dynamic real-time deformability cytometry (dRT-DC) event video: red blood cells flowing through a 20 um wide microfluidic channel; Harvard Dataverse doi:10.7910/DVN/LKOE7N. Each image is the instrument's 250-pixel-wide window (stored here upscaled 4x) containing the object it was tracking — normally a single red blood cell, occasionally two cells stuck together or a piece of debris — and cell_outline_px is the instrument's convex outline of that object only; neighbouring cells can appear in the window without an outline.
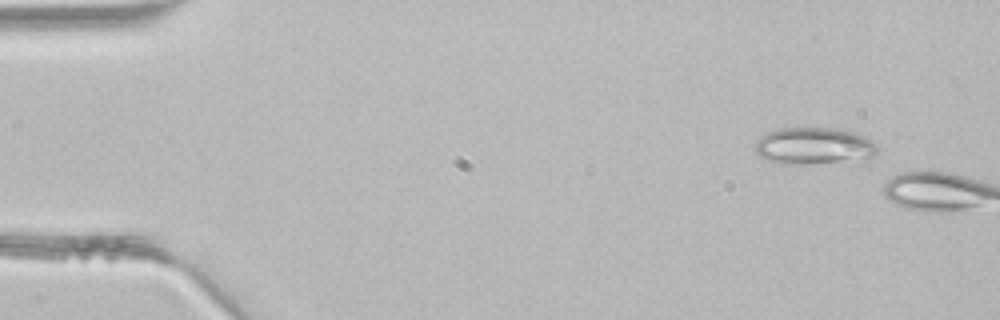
{"species": "common noctule bat (a hibernating species)", "species_latin": "Nyctalus noctula", "temperature_condition": "room temperature", "stored_images_in_passage": 2, "camera_frame_rate_fps": 3000, "um_per_image_px": 0.085, "animal": {"sex": "male", "body_mass_g": 21.5, "forearm_length_mm": 52.0}, "frame": {"image": 1, "passage_image": 1, "time_ms": 0.0, "image_size_px": [1000, 320], "cell_outline_px": [[876, 152], [864, 164], [780, 164], [768, 160], [760, 156], [756, 152], [756, 140], [760, 136], [768, 132], [780, 128], [836, 128], [860, 132], [872, 140], [876, 144]], "centroid_in_image_um": [69.31, 12.45], "position_along_channel_um": 15.7, "area_um2": 27.63}}